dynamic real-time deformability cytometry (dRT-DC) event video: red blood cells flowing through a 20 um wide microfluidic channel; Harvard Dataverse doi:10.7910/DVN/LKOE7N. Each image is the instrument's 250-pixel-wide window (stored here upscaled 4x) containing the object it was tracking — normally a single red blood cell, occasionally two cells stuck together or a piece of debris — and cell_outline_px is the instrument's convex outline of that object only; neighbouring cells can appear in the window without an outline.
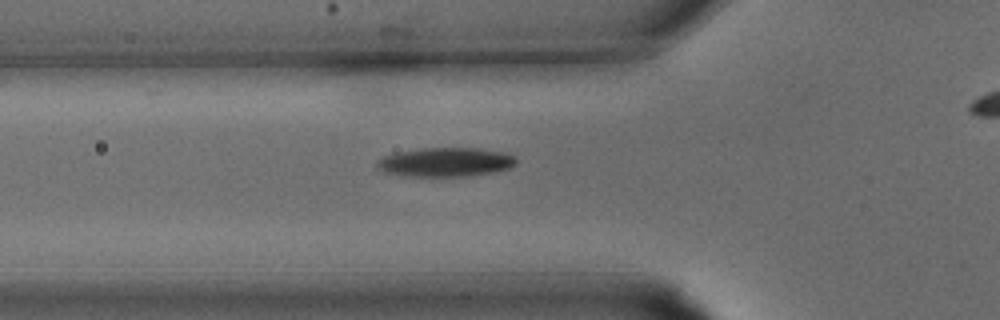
{"species": "common noctule bat (a hibernating species)", "species_latin": "Nyctalus noctula", "temperature_condition": "warm", "stored_images_in_passage": 20, "camera_frame_rate_fps": 3000, "um_per_image_px": 0.085, "animal": {"sex": "male", "body_mass_g": 15.6}, "frame": {"image": 1, "passage_image": 2, "time_ms": 0.333, "image_size_px": [1000, 320], "cell_outline_px": [[516, 164], [512, 168], [492, 172], [464, 176], [404, 176], [384, 172], [376, 168], [376, 160], [384, 156], [396, 152], [420, 148], [476, 148], [504, 152], [516, 156]], "centroid_in_image_um": [37.85, 13.78], "position_along_channel_um": 87.9, "area_um2": 23.76}}
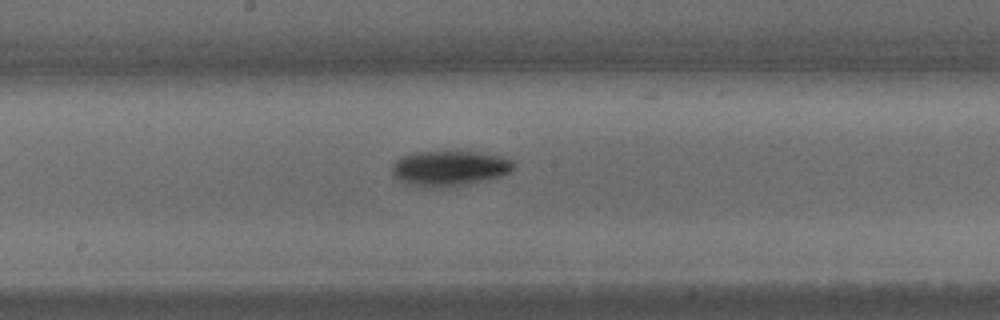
{"frame": {"image": 2, "passage_image": 8, "time_ms": 2.333, "image_size_px": [1000, 320], "cell_outline_px": [[516, 168], [512, 172], [504, 176], [488, 180], [440, 188], [424, 188], [408, 184], [392, 176], [392, 164], [400, 156], [412, 152], [476, 152], [500, 156], [516, 160]], "centroid_in_image_um": [38.24, 14.31], "position_along_channel_um": 210.0, "area_um2": 25.55}}
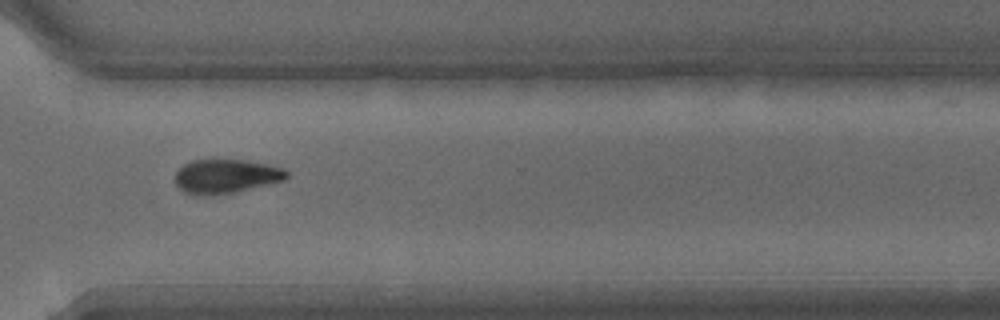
{"frame": {"image": 3, "passage_image": 15, "time_ms": 4.667, "image_size_px": [1000, 320], "cell_outline_px": [[288, 176], [284, 180], [236, 192], [204, 196], [196, 196], [184, 192], [176, 184], [176, 172], [184, 164], [192, 160], [244, 160], [268, 164], [284, 168], [288, 172]], "centroid_in_image_um": [19.21, 14.99], "position_along_channel_um": 351.4, "area_um2": 22.14}}